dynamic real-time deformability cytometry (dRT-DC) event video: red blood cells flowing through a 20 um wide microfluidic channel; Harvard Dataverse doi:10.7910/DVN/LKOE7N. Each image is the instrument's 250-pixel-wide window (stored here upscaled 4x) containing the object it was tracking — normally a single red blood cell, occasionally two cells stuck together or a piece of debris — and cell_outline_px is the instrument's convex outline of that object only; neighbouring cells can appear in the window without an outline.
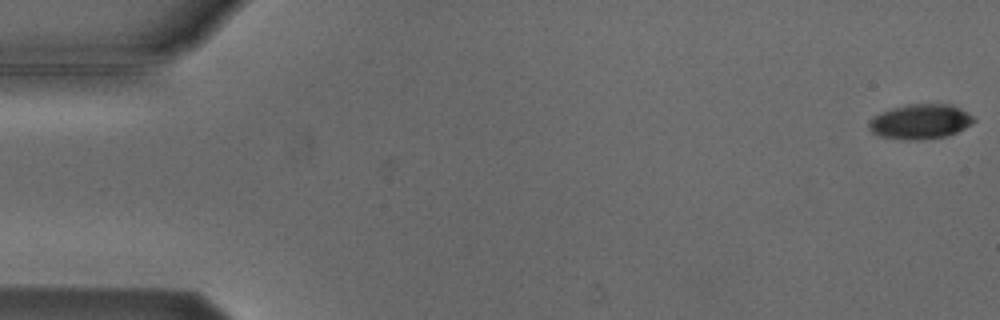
{"species": "Egyptian fruit bat (a non-hibernating species)", "species_latin": "Rousettus aegyptiacus", "temperature_condition": "cold", "stored_images_in_passage": 2, "camera_frame_rate_fps": 3000, "um_per_image_px": 0.085, "animal": {"sex": "male"}, "frame": {"image": 1, "passage_image": 2, "time_ms": 1.333, "image_size_px": [1000, 320], "cell_outline_px": [[976, 120], [972, 124], [956, 132], [944, 136], [916, 140], [908, 140], [880, 136], [872, 132], [868, 124], [872, 116], [908, 104], [952, 104], [968, 112]], "centroid_in_image_um": [78.25, 10.33], "position_along_channel_um": 6.7, "area_um2": 20.98}}